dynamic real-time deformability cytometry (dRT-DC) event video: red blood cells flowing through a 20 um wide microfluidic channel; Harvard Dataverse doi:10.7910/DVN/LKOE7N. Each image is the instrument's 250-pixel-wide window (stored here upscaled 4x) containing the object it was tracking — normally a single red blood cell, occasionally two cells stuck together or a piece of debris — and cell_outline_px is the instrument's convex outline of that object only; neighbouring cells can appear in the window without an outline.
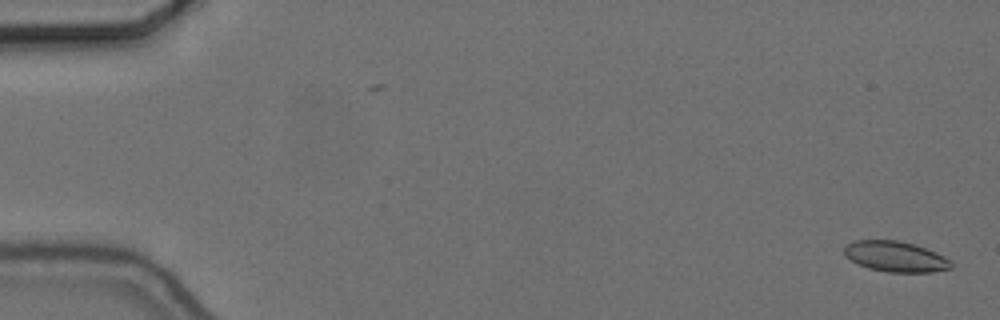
{"species": "common noctule bat (a hibernating species)", "species_latin": "Nyctalus noctula", "temperature_condition": "cold", "stored_images_in_passage": 57, "camera_frame_rate_fps": 3000, "um_per_image_px": 0.085, "animal": {"sex": "female", "body_mass_g": 24.6, "forearm_length_mm": 56.2}, "frame": {"image": 1, "passage_image": 2, "time_ms": 0.333, "image_size_px": [1000, 320], "cell_outline_px": [[952, 268], [932, 272], [888, 272], [868, 268], [844, 256], [844, 248], [852, 240], [896, 240], [912, 244], [936, 252], [944, 256], [952, 264]], "centroid_in_image_um": [76.1, 21.81], "position_along_channel_um": 8.9, "area_um2": 18.84}}
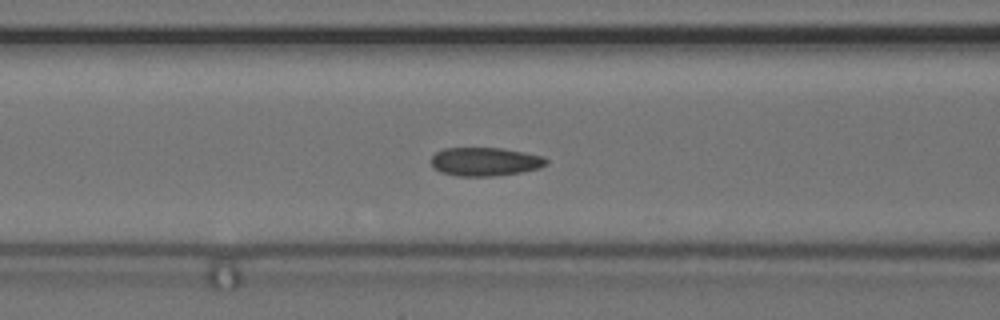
{"frame": {"image": 2, "passage_image": 24, "time_ms": 7.667, "image_size_px": [1000, 320], "cell_outline_px": [[548, 164], [540, 168], [520, 172], [492, 176], [456, 176], [440, 172], [432, 164], [432, 156], [436, 152], [444, 148], [504, 148], [544, 156], [548, 160]], "centroid_in_image_um": [41.26, 13.73], "position_along_channel_um": 125.3, "area_um2": 19.19}}
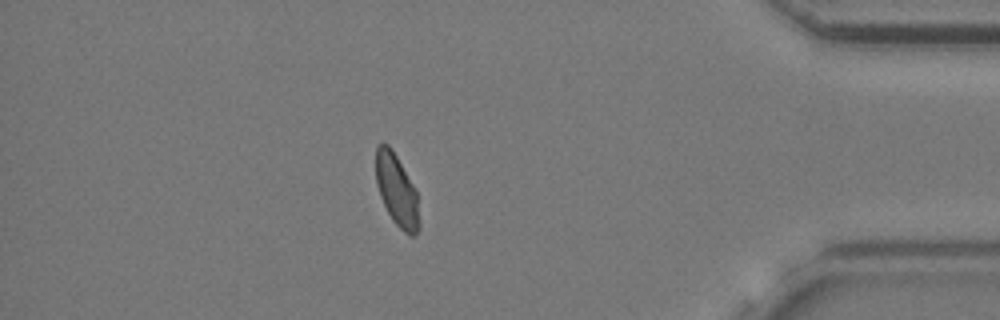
{"frame": {"image": 3, "passage_image": 50, "time_ms": 16.333, "image_size_px": [1000, 320], "cell_outline_px": [[420, 228], [416, 236], [408, 236], [392, 220], [380, 196], [376, 184], [376, 148], [380, 144], [388, 144], [392, 148], [412, 184], [416, 192], [420, 224]], "centroid_in_image_um": [33.73, 16.22], "position_along_channel_um": 401.5, "area_um2": 18.03}, "authors_computed_cell_mechanics": {"area_um2": 19.1318, "velocity_mm_per_s": 3.6528, "shape_relaxation_time_tau1_ms": 10.341, "shape_relaxation_time_tau2_ms": 1.0823, "deformation_change_tau1": 0.1521, "deformation_change_tau2": 0.0576}}